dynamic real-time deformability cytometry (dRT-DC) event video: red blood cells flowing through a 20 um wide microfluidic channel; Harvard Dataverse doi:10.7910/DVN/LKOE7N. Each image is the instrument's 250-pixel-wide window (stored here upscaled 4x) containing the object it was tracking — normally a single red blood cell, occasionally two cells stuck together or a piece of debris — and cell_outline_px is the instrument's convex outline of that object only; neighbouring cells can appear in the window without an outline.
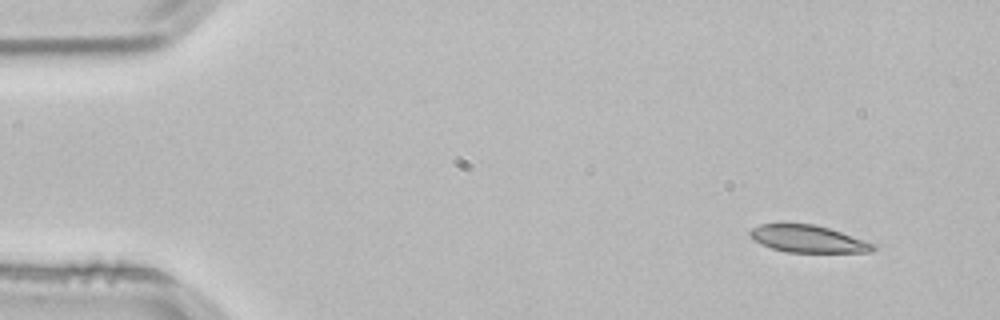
{"species": "common noctule bat (a hibernating species)", "species_latin": "Nyctalus noctula", "temperature_condition": "room temperature", "stored_images_in_passage": 33, "camera_frame_rate_fps": 3000, "um_per_image_px": 0.085, "animal": {"sex": "male", "body_mass_g": 21.5, "forearm_length_mm": 52.0}, "frame": {"image": 1, "passage_image": 1, "time_ms": 0.0, "image_size_px": [1000, 320], "cell_outline_px": [[852, 240], [848, 252], [800, 252], [780, 248], [768, 244], [768, 224], [800, 224], [820, 228], [836, 232]], "centroid_in_image_um": [68.58, 20.3], "position_along_channel_um": 16.4, "area_um2": 13.64}}
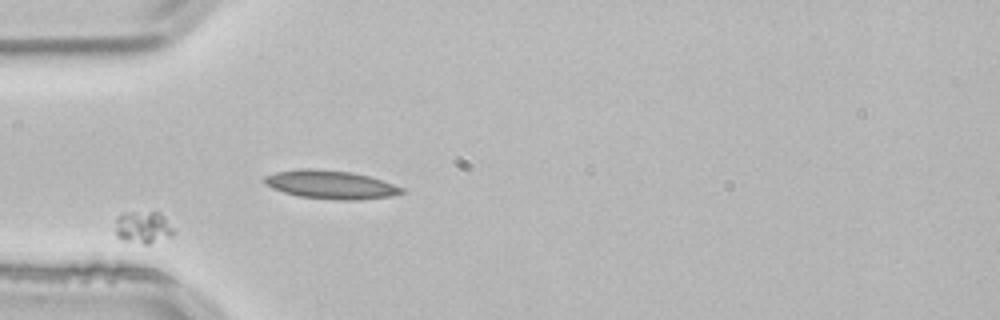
{"frame": {"image": 2, "passage_image": 12, "time_ms": 3.667, "image_size_px": [1000, 320], "cell_outline_px": [[396, 192], [376, 196], [312, 196], [292, 192], [280, 188], [272, 184], [268, 180], [292, 172], [336, 172], [356, 176], [372, 180], [396, 188]], "centroid_in_image_um": [28.09, 15.7], "position_along_channel_um": 56.9, "area_um2": 16.36}}
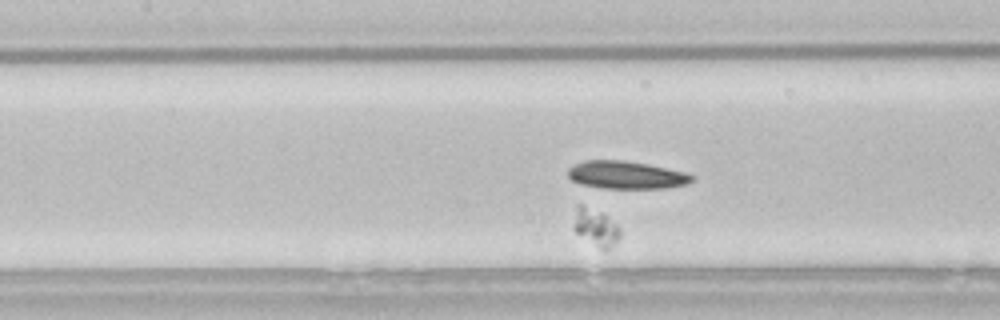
{"frame": {"image": 3, "passage_image": 20, "time_ms": 6.333, "image_size_px": [1000, 320], "cell_outline_px": [[688, 180], [676, 184], [592, 184], [576, 180], [572, 176], [572, 172], [576, 168], [584, 164], [636, 164], [656, 168], [688, 176]], "centroid_in_image_um": [53.17, 14.85], "position_along_channel_um": 154.2, "area_um2": 13.76}}